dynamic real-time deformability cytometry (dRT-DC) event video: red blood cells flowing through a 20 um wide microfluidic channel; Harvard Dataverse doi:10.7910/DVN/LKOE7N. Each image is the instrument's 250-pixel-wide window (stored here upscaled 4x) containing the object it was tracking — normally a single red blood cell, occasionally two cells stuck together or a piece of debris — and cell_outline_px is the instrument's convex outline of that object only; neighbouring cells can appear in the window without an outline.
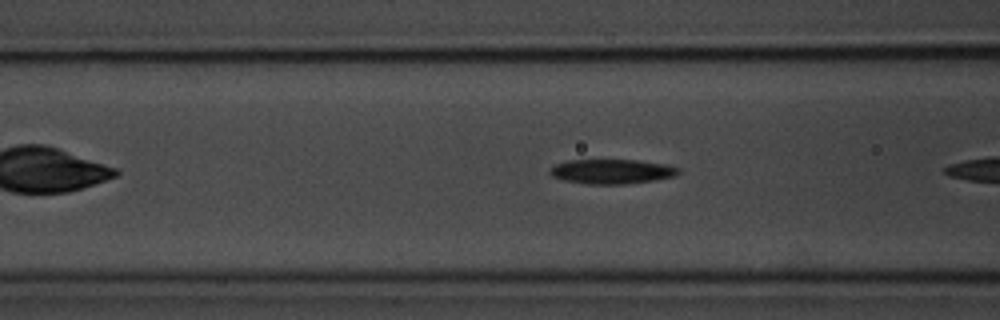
{"species": "common noctule bat (a hibernating species)", "species_latin": "Nyctalus noctula", "temperature_condition": "room temperature", "stored_images_in_passage": 5, "camera_frame_rate_fps": 3000, "um_per_image_px": 0.085, "animal": {"sex": "male", "body_mass_g": 20.1, "forearm_length_mm": 53.5}, "frame": {"image": 1, "passage_image": 5, "time_ms": 5.333, "image_size_px": [1000, 320], "cell_outline_px": [[680, 172], [676, 176], [652, 180], [624, 184], [588, 184], [564, 180], [552, 176], [552, 168], [556, 164], [568, 160], [640, 160], [668, 164], [680, 168]], "centroid_in_image_um": [52.07, 14.57], "position_along_channel_um": 114.5, "area_um2": 18.32}}